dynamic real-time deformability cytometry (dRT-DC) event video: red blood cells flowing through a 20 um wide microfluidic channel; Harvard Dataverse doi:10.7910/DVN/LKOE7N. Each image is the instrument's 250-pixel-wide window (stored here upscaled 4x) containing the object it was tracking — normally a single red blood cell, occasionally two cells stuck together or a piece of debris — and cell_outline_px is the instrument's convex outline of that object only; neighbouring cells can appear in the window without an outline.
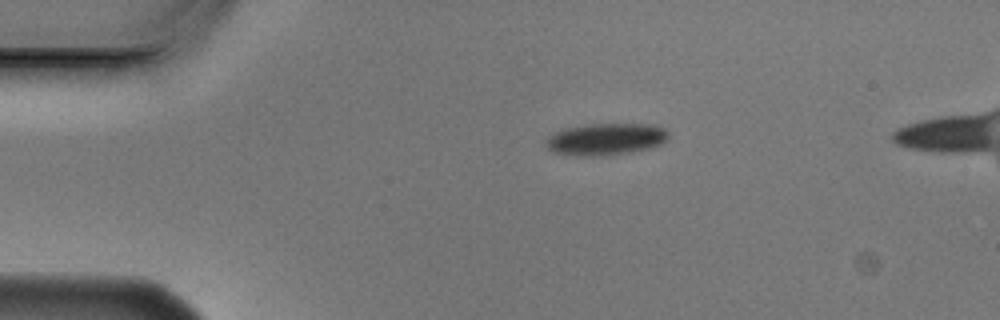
{"species": "Egyptian fruit bat (a non-hibernating species)", "species_latin": "Rousettus aegyptiacus", "temperature_condition": "cold", "stored_images_in_passage": 4, "camera_frame_rate_fps": 3000, "um_per_image_px": 0.085, "animal": {"sex": "male"}, "frame": {"image": 1, "passage_image": 4, "time_ms": 1.0, "image_size_px": [1000, 320], "cell_outline_px": [[668, 140], [652, 148], [628, 152], [600, 156], [588, 156], [556, 152], [548, 148], [544, 144], [548, 136], [564, 128], [588, 124], [648, 124], [664, 128], [668, 132]], "centroid_in_image_um": [51.51, 11.82], "position_along_channel_um": 33.5, "area_um2": 22.6}}